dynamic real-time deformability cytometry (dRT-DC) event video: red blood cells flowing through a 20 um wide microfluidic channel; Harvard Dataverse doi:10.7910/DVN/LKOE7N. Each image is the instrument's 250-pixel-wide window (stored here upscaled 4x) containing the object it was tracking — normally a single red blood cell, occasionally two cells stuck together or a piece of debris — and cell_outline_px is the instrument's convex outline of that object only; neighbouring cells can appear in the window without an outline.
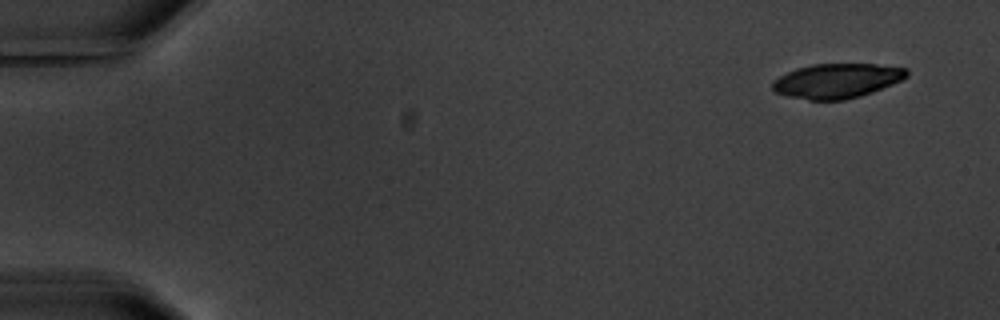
{"species": "common noctule bat (a hibernating species)", "species_latin": "Nyctalus noctula", "temperature_condition": "warm", "stored_images_in_passage": 4, "camera_frame_rate_fps": 3000, "um_per_image_px": 0.085, "animal": {"sex": "male", "body_mass_g": 20.1, "forearm_length_mm": 53.5}, "frame": {"image": 1, "passage_image": 1, "time_ms": 0.0, "image_size_px": [1000, 320], "cell_outline_px": [[908, 76], [892, 84], [872, 92], [860, 96], [844, 100], [808, 100], [788, 96], [776, 92], [772, 88], [772, 80], [796, 68], [812, 64], [876, 64], [908, 68]], "centroid_in_image_um": [71.13, 6.86], "position_along_channel_um": 13.9, "area_um2": 27.05}}